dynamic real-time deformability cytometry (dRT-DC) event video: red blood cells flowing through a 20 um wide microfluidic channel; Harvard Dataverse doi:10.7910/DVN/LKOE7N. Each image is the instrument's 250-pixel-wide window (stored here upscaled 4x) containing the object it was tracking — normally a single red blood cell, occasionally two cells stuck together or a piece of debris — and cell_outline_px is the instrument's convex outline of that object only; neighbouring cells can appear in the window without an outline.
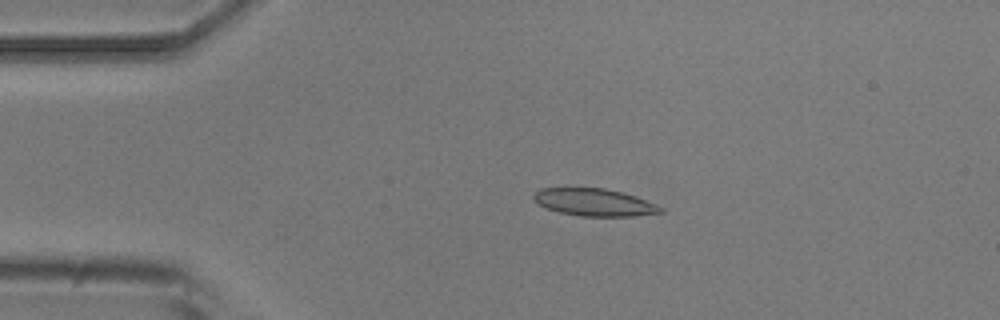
{"species": "common noctule bat (a hibernating species)", "species_latin": "Nyctalus noctula", "temperature_condition": "room temperature", "stored_images_in_passage": 3, "camera_frame_rate_fps": 3000, "um_per_image_px": 0.085, "animal": {"sex": "male", "body_mass_g": 20.5, "forearm_length_mm": 52.5}, "frame": {"image": 1, "passage_image": 1, "time_ms": 0.0, "image_size_px": [1000, 320], "cell_outline_px": [[664, 212], [632, 216], [580, 216], [560, 212], [548, 208], [532, 200], [532, 196], [540, 188], [604, 188], [620, 192], [656, 204], [664, 208]], "centroid_in_image_um": [50.49, 17.2], "position_along_channel_um": 34.5, "area_um2": 19.94}}